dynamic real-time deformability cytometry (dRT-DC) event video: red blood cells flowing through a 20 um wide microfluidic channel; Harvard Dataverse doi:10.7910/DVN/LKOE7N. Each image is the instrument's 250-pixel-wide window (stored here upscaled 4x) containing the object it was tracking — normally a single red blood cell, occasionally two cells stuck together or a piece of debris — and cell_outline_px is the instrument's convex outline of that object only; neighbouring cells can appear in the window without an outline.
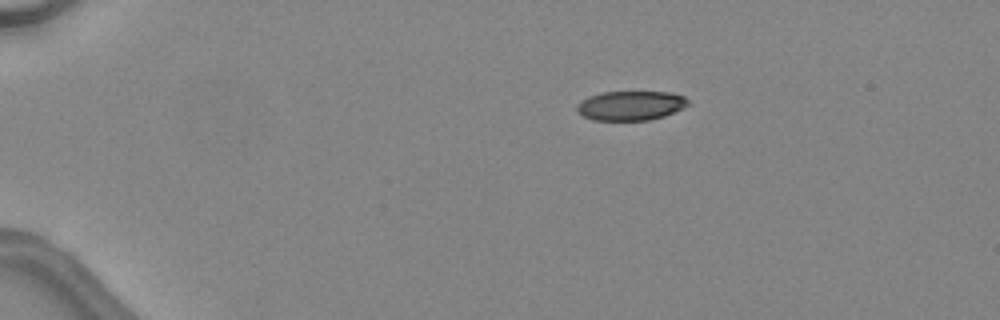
{"species": "common noctule bat (a hibernating species)", "species_latin": "Nyctalus noctula", "temperature_condition": "warm", "stored_images_in_passage": 18, "camera_frame_rate_fps": 3000, "um_per_image_px": 0.085, "animal": {"sex": "female", "body_mass_g": 24.6, "forearm_length_mm": 56.2}, "frame": {"image": 1, "passage_image": 1, "time_ms": 0.0, "image_size_px": [1000, 320], "cell_outline_px": [[688, 104], [684, 108], [664, 116], [648, 120], [592, 120], [576, 112], [576, 104], [588, 96], [604, 92], [668, 92], [684, 96], [688, 100]], "centroid_in_image_um": [53.58, 8.98], "position_along_channel_um": 31.4, "area_um2": 19.07}}